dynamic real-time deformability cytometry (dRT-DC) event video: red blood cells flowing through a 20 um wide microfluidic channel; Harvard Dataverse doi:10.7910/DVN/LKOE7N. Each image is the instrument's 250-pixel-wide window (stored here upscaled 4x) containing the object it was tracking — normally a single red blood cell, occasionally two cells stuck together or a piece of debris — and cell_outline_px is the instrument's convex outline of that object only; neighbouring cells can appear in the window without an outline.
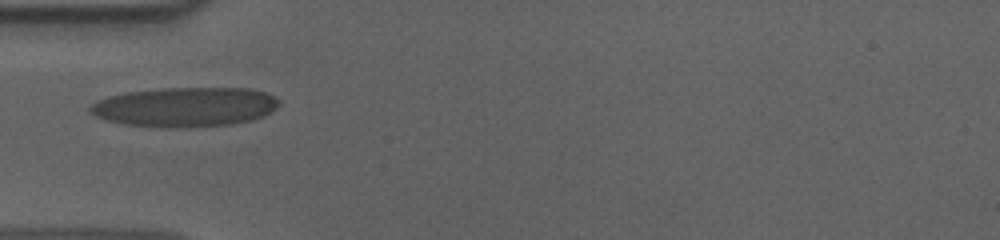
{"species": "human", "species_latin": "Homo sapiens", "temperature_condition": "cold", "stored_images_in_passage": 39, "camera_frame_rate_fps": 3000, "um_per_image_px": 0.085, "donor": {"sex": "male"}, "frame": {"image": 1, "passage_image": 1, "time_ms": 0.0, "image_size_px": [1000, 240], "cell_outline_px": [[280, 104], [276, 108], [264, 116], [252, 120], [232, 124], [188, 128], [160, 128], [124, 124], [104, 120], [88, 112], [88, 108], [92, 104], [108, 96], [124, 92], [160, 88], [248, 88], [264, 92], [280, 100]], "centroid_in_image_um": [15.7, 9.1], "position_along_channel_um": 69.3, "area_um2": 44.04}}
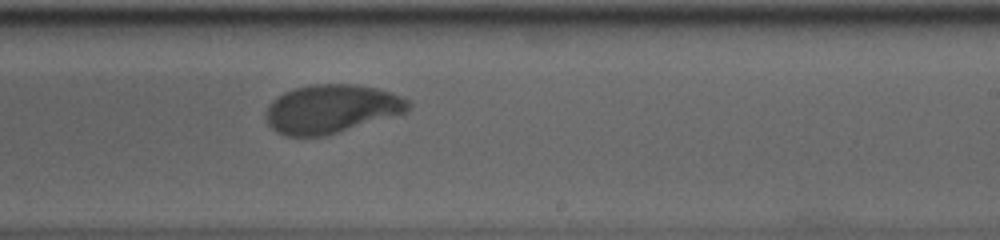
{"frame": {"image": 2, "passage_image": 17, "time_ms": 5.333, "image_size_px": [1000, 240], "cell_outline_px": [[408, 108], [404, 112], [324, 136], [284, 136], [276, 132], [268, 124], [264, 116], [264, 112], [268, 104], [276, 96], [292, 88], [312, 84], [352, 84], [376, 88], [392, 92], [408, 100]], "centroid_in_image_um": [28.06, 9.24], "position_along_channel_um": 260.9, "area_um2": 40.11}}
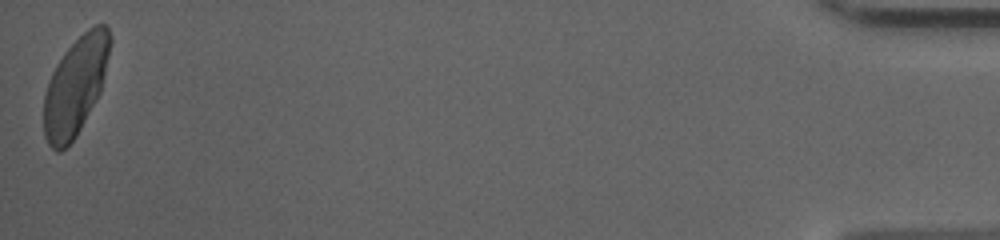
{"frame": {"image": 3, "passage_image": 39, "time_ms": 12.667, "image_size_px": [1000, 240], "cell_outline_px": [[112, 40], [104, 76], [100, 92], [96, 100], [76, 136], [60, 152], [56, 152], [48, 144], [44, 136], [44, 92], [48, 80], [56, 64], [64, 52], [88, 28], [96, 24], [104, 24], [108, 28], [112, 36]], "centroid_in_image_um": [6.41, 7.3], "position_along_channel_um": 428.8, "area_um2": 37.74}, "authors_computed_cell_mechanics": {"area_um2": 39.9976, "velocity_mm_per_s": 3.594, "shape_relaxation_time_tau1_ms": 4.8991, "shape_relaxation_time_tau2_ms": 0.9196, "deformation_change_tau1": 0.1984, "deformation_change_tau2": 0.055}}